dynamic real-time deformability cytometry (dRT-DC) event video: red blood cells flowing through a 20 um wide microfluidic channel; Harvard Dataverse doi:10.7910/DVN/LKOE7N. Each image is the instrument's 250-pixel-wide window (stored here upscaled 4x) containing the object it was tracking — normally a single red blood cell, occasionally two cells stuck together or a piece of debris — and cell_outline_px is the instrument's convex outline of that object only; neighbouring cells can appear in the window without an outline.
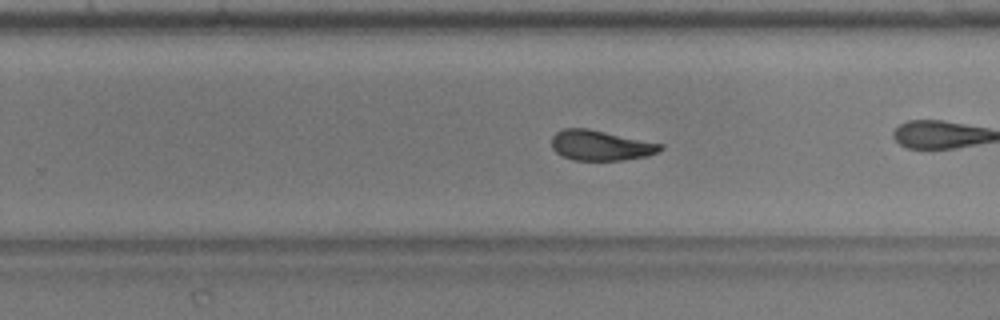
{"species": "common noctule bat (a hibernating species)", "species_latin": "Nyctalus noctula", "temperature_condition": "warm", "stored_images_in_passage": 46, "camera_frame_rate_fps": 3000, "um_per_image_px": 0.085, "animal": {"sex": "male", "body_mass_g": 17.9, "forearm_length_mm": 54.2}, "frame": {"image": 1, "passage_image": 27, "time_ms": 8.667, "image_size_px": [1000, 320], "cell_outline_px": [[664, 148], [648, 156], [620, 160], [572, 160], [556, 152], [552, 148], [552, 136], [556, 132], [564, 128], [588, 128], [664, 144]], "centroid_in_image_um": [51.06, 12.35], "position_along_channel_um": 278.7, "area_um2": 19.13}, "authors_computed_cell_mechanics": {"area_um2": 20.1722, "velocity_mm_per_s": 3.9412, "shape_relaxation_time_tau1_ms": 6.3567, "shape_relaxation_time_tau2_ms": 2.1981, "deformation_change_tau1": 0.1741, "deformation_change_tau2": 0.0945}}